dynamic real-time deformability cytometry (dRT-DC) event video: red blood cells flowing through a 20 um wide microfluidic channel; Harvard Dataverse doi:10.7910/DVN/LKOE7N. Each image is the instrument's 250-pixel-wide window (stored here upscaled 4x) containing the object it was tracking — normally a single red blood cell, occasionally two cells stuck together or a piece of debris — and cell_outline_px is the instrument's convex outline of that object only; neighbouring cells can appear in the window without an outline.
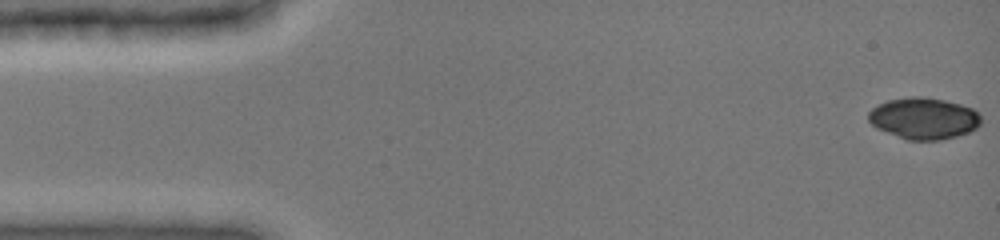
{"species": "common noctule bat (a hibernating species)", "species_latin": "Nyctalus noctula", "temperature_condition": "cold", "stored_images_in_passage": 27, "camera_frame_rate_fps": 3000, "um_per_image_px": 0.085, "animal": {"sex": "female", "body_mass_g": 19.0, "forearm_length_mm": 51.5}, "frame": {"image": 1, "passage_image": 1, "time_ms": 0.0, "image_size_px": [1000, 240], "cell_outline_px": [[980, 124], [976, 128], [968, 132], [956, 136], [940, 140], [908, 140], [876, 128], [868, 120], [868, 112], [872, 108], [888, 100], [912, 96], [924, 96], [944, 100], [960, 104], [972, 108], [980, 116]], "centroid_in_image_um": [78.5, 10.05], "position_along_channel_um": 6.5, "area_um2": 27.11}}
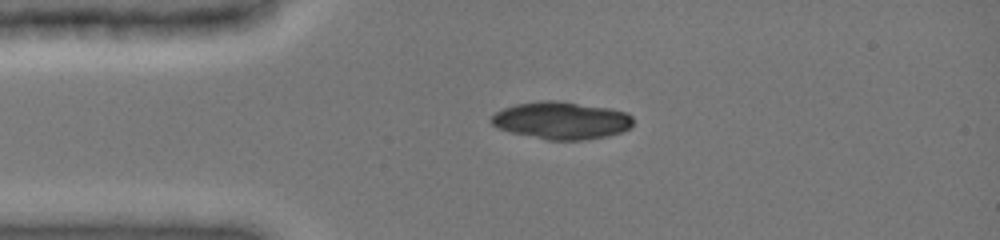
{"frame": {"image": 2, "passage_image": 15, "time_ms": 3.333, "image_size_px": [1000, 240], "cell_outline_px": [[632, 128], [620, 132], [604, 136], [580, 140], [548, 140], [512, 132], [496, 128], [488, 120], [496, 112], [504, 108], [516, 104], [540, 100], [556, 100], [612, 108], [628, 112], [632, 116]], "centroid_in_image_um": [47.72, 10.22], "position_along_channel_um": 37.3, "area_um2": 31.04}}